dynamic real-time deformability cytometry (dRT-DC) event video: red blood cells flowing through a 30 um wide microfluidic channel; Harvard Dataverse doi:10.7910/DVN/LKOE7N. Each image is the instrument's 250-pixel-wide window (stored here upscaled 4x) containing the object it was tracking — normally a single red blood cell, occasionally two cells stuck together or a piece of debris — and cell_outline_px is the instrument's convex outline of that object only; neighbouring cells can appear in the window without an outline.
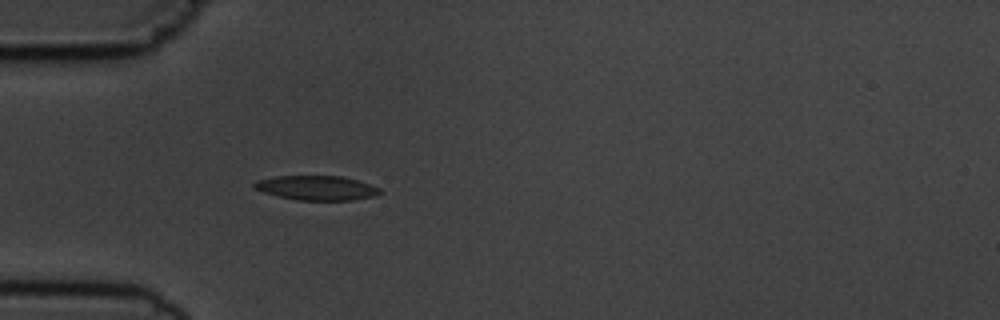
{"species": "common noctule bat (a hibernating species)", "species_latin": "Nyctalus noctula", "temperature_condition": "cold", "stored_images_in_passage": 2, "camera_frame_rate_fps": 3000, "um_per_image_px": 0.085, "animal": {"sex": "male", "body_mass_g": 19.5, "forearm_length_mm": 54.6}, "frame": {"image": 1, "passage_image": 2, "time_ms": 1.333, "image_size_px": [1000, 320], "cell_outline_px": [[384, 192], [376, 196], [352, 200], [296, 200], [264, 192], [256, 188], [252, 184], [256, 180], [276, 176], [340, 176], [356, 180], [380, 188]], "centroid_in_image_um": [26.94, 15.97], "position_along_channel_um": 58.1, "area_um2": 17.8}}